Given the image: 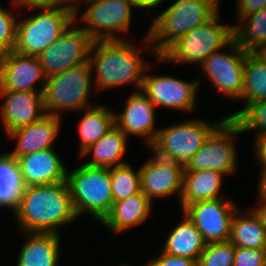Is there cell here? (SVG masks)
<instances>
[{"label":"cell","mask_w":266,"mask_h":266,"mask_svg":"<svg viewBox=\"0 0 266 266\" xmlns=\"http://www.w3.org/2000/svg\"><path fill=\"white\" fill-rule=\"evenodd\" d=\"M13 215L22 233L60 234L61 226L78 218L67 181L24 187Z\"/></svg>","instance_id":"cell-1"},{"label":"cell","mask_w":266,"mask_h":266,"mask_svg":"<svg viewBox=\"0 0 266 266\" xmlns=\"http://www.w3.org/2000/svg\"><path fill=\"white\" fill-rule=\"evenodd\" d=\"M128 40L93 41L89 61L95 74L94 88L102 90L134 83L140 90L144 72L150 65Z\"/></svg>","instance_id":"cell-2"},{"label":"cell","mask_w":266,"mask_h":266,"mask_svg":"<svg viewBox=\"0 0 266 266\" xmlns=\"http://www.w3.org/2000/svg\"><path fill=\"white\" fill-rule=\"evenodd\" d=\"M219 0H176L171 6L156 14L145 38V47L161 56L182 36L208 21L219 12ZM151 44V45H150Z\"/></svg>","instance_id":"cell-3"},{"label":"cell","mask_w":266,"mask_h":266,"mask_svg":"<svg viewBox=\"0 0 266 266\" xmlns=\"http://www.w3.org/2000/svg\"><path fill=\"white\" fill-rule=\"evenodd\" d=\"M28 8L39 12L19 20L13 50L23 55L39 56L75 22V9L73 6Z\"/></svg>","instance_id":"cell-4"},{"label":"cell","mask_w":266,"mask_h":266,"mask_svg":"<svg viewBox=\"0 0 266 266\" xmlns=\"http://www.w3.org/2000/svg\"><path fill=\"white\" fill-rule=\"evenodd\" d=\"M69 171L66 181L77 217L89 213L101 223L114 203L110 168L89 167L82 163Z\"/></svg>","instance_id":"cell-5"},{"label":"cell","mask_w":266,"mask_h":266,"mask_svg":"<svg viewBox=\"0 0 266 266\" xmlns=\"http://www.w3.org/2000/svg\"><path fill=\"white\" fill-rule=\"evenodd\" d=\"M90 61L47 77L43 91L46 114L61 117L63 112L82 111L91 107L89 101L93 82Z\"/></svg>","instance_id":"cell-6"},{"label":"cell","mask_w":266,"mask_h":266,"mask_svg":"<svg viewBox=\"0 0 266 266\" xmlns=\"http://www.w3.org/2000/svg\"><path fill=\"white\" fill-rule=\"evenodd\" d=\"M221 18L218 12L210 21L178 39L161 56H156L157 60L201 65L213 52L227 47L234 38L233 25L218 23Z\"/></svg>","instance_id":"cell-7"},{"label":"cell","mask_w":266,"mask_h":266,"mask_svg":"<svg viewBox=\"0 0 266 266\" xmlns=\"http://www.w3.org/2000/svg\"><path fill=\"white\" fill-rule=\"evenodd\" d=\"M227 118L218 122L190 119L179 124L162 127L155 142L149 147L158 157L174 161L184 167L200 150L210 134Z\"/></svg>","instance_id":"cell-8"},{"label":"cell","mask_w":266,"mask_h":266,"mask_svg":"<svg viewBox=\"0 0 266 266\" xmlns=\"http://www.w3.org/2000/svg\"><path fill=\"white\" fill-rule=\"evenodd\" d=\"M242 133L235 120L226 118L192 156L184 171L214 170L226 176L232 175L238 161L233 137Z\"/></svg>","instance_id":"cell-9"},{"label":"cell","mask_w":266,"mask_h":266,"mask_svg":"<svg viewBox=\"0 0 266 266\" xmlns=\"http://www.w3.org/2000/svg\"><path fill=\"white\" fill-rule=\"evenodd\" d=\"M88 8L79 22L93 41L128 40L120 33H127L132 19L128 0H86ZM121 35V36H120Z\"/></svg>","instance_id":"cell-10"},{"label":"cell","mask_w":266,"mask_h":266,"mask_svg":"<svg viewBox=\"0 0 266 266\" xmlns=\"http://www.w3.org/2000/svg\"><path fill=\"white\" fill-rule=\"evenodd\" d=\"M229 53L221 49L213 52L200 65L219 94L231 99H241L243 93L244 67L247 52L233 38L228 44Z\"/></svg>","instance_id":"cell-11"},{"label":"cell","mask_w":266,"mask_h":266,"mask_svg":"<svg viewBox=\"0 0 266 266\" xmlns=\"http://www.w3.org/2000/svg\"><path fill=\"white\" fill-rule=\"evenodd\" d=\"M70 27L71 25L38 56L47 77L64 72L89 60L93 40L81 26Z\"/></svg>","instance_id":"cell-12"},{"label":"cell","mask_w":266,"mask_h":266,"mask_svg":"<svg viewBox=\"0 0 266 266\" xmlns=\"http://www.w3.org/2000/svg\"><path fill=\"white\" fill-rule=\"evenodd\" d=\"M231 198L197 201L182 211L196 226L207 244L230 239L232 218L237 206Z\"/></svg>","instance_id":"cell-13"},{"label":"cell","mask_w":266,"mask_h":266,"mask_svg":"<svg viewBox=\"0 0 266 266\" xmlns=\"http://www.w3.org/2000/svg\"><path fill=\"white\" fill-rule=\"evenodd\" d=\"M147 66L140 91L158 107L170 108L181 112H191L197 101L200 80L188 82L169 75H150ZM147 71V72H146Z\"/></svg>","instance_id":"cell-14"},{"label":"cell","mask_w":266,"mask_h":266,"mask_svg":"<svg viewBox=\"0 0 266 266\" xmlns=\"http://www.w3.org/2000/svg\"><path fill=\"white\" fill-rule=\"evenodd\" d=\"M153 154L140 168L141 191L152 202L154 198L169 197L176 193L181 198L184 166Z\"/></svg>","instance_id":"cell-15"},{"label":"cell","mask_w":266,"mask_h":266,"mask_svg":"<svg viewBox=\"0 0 266 266\" xmlns=\"http://www.w3.org/2000/svg\"><path fill=\"white\" fill-rule=\"evenodd\" d=\"M124 109L115 114V125L127 136L144 138L148 147L156 140L160 128L156 127V106L140 90L133 91L125 101Z\"/></svg>","instance_id":"cell-16"},{"label":"cell","mask_w":266,"mask_h":266,"mask_svg":"<svg viewBox=\"0 0 266 266\" xmlns=\"http://www.w3.org/2000/svg\"><path fill=\"white\" fill-rule=\"evenodd\" d=\"M0 98H4L0 106V119L6 135L46 114L43 92L0 91Z\"/></svg>","instance_id":"cell-17"},{"label":"cell","mask_w":266,"mask_h":266,"mask_svg":"<svg viewBox=\"0 0 266 266\" xmlns=\"http://www.w3.org/2000/svg\"><path fill=\"white\" fill-rule=\"evenodd\" d=\"M47 76L38 56L23 55L12 50L0 70V91L43 92ZM43 86L36 88V83Z\"/></svg>","instance_id":"cell-18"},{"label":"cell","mask_w":266,"mask_h":266,"mask_svg":"<svg viewBox=\"0 0 266 266\" xmlns=\"http://www.w3.org/2000/svg\"><path fill=\"white\" fill-rule=\"evenodd\" d=\"M16 161L24 187L66 181L68 168L54 147L19 156Z\"/></svg>","instance_id":"cell-19"},{"label":"cell","mask_w":266,"mask_h":266,"mask_svg":"<svg viewBox=\"0 0 266 266\" xmlns=\"http://www.w3.org/2000/svg\"><path fill=\"white\" fill-rule=\"evenodd\" d=\"M61 117L45 114L41 119L7 134L16 140L13 151L6 153L17 159L19 156L52 148L61 128Z\"/></svg>","instance_id":"cell-20"},{"label":"cell","mask_w":266,"mask_h":266,"mask_svg":"<svg viewBox=\"0 0 266 266\" xmlns=\"http://www.w3.org/2000/svg\"><path fill=\"white\" fill-rule=\"evenodd\" d=\"M153 202L140 191L113 203L110 213L101 222L109 231L122 233L144 223L152 212Z\"/></svg>","instance_id":"cell-21"},{"label":"cell","mask_w":266,"mask_h":266,"mask_svg":"<svg viewBox=\"0 0 266 266\" xmlns=\"http://www.w3.org/2000/svg\"><path fill=\"white\" fill-rule=\"evenodd\" d=\"M16 266H59L61 235L56 233L25 232Z\"/></svg>","instance_id":"cell-22"},{"label":"cell","mask_w":266,"mask_h":266,"mask_svg":"<svg viewBox=\"0 0 266 266\" xmlns=\"http://www.w3.org/2000/svg\"><path fill=\"white\" fill-rule=\"evenodd\" d=\"M225 176L214 170L184 171L180 208L197 201L227 198L220 193Z\"/></svg>","instance_id":"cell-23"},{"label":"cell","mask_w":266,"mask_h":266,"mask_svg":"<svg viewBox=\"0 0 266 266\" xmlns=\"http://www.w3.org/2000/svg\"><path fill=\"white\" fill-rule=\"evenodd\" d=\"M128 137L115 125L99 141L92 144L80 157L92 154V160L84 162L89 167L112 168L127 164L123 161Z\"/></svg>","instance_id":"cell-24"},{"label":"cell","mask_w":266,"mask_h":266,"mask_svg":"<svg viewBox=\"0 0 266 266\" xmlns=\"http://www.w3.org/2000/svg\"><path fill=\"white\" fill-rule=\"evenodd\" d=\"M181 220L172 228L161 251L173 256L198 260L207 243L193 222L184 213Z\"/></svg>","instance_id":"cell-25"},{"label":"cell","mask_w":266,"mask_h":266,"mask_svg":"<svg viewBox=\"0 0 266 266\" xmlns=\"http://www.w3.org/2000/svg\"><path fill=\"white\" fill-rule=\"evenodd\" d=\"M229 241L235 247L266 249V228L252 209L245 214L237 209L232 218Z\"/></svg>","instance_id":"cell-26"},{"label":"cell","mask_w":266,"mask_h":266,"mask_svg":"<svg viewBox=\"0 0 266 266\" xmlns=\"http://www.w3.org/2000/svg\"><path fill=\"white\" fill-rule=\"evenodd\" d=\"M114 113L108 107L97 104L84 109V115L78 124L79 155L115 126Z\"/></svg>","instance_id":"cell-27"},{"label":"cell","mask_w":266,"mask_h":266,"mask_svg":"<svg viewBox=\"0 0 266 266\" xmlns=\"http://www.w3.org/2000/svg\"><path fill=\"white\" fill-rule=\"evenodd\" d=\"M244 108L227 115L236 120L251 104L266 100V62L256 53H247L244 67L243 93Z\"/></svg>","instance_id":"cell-28"},{"label":"cell","mask_w":266,"mask_h":266,"mask_svg":"<svg viewBox=\"0 0 266 266\" xmlns=\"http://www.w3.org/2000/svg\"><path fill=\"white\" fill-rule=\"evenodd\" d=\"M240 25H233L237 44L247 53H255L266 45V7L243 17Z\"/></svg>","instance_id":"cell-29"},{"label":"cell","mask_w":266,"mask_h":266,"mask_svg":"<svg viewBox=\"0 0 266 266\" xmlns=\"http://www.w3.org/2000/svg\"><path fill=\"white\" fill-rule=\"evenodd\" d=\"M23 190L24 184L16 159L5 151L0 153V208L7 207L14 212Z\"/></svg>","instance_id":"cell-30"},{"label":"cell","mask_w":266,"mask_h":266,"mask_svg":"<svg viewBox=\"0 0 266 266\" xmlns=\"http://www.w3.org/2000/svg\"><path fill=\"white\" fill-rule=\"evenodd\" d=\"M110 175L114 203L141 191L140 171L130 164L110 168Z\"/></svg>","instance_id":"cell-31"},{"label":"cell","mask_w":266,"mask_h":266,"mask_svg":"<svg viewBox=\"0 0 266 266\" xmlns=\"http://www.w3.org/2000/svg\"><path fill=\"white\" fill-rule=\"evenodd\" d=\"M236 247L229 241L206 245L197 260V266H233Z\"/></svg>","instance_id":"cell-32"},{"label":"cell","mask_w":266,"mask_h":266,"mask_svg":"<svg viewBox=\"0 0 266 266\" xmlns=\"http://www.w3.org/2000/svg\"><path fill=\"white\" fill-rule=\"evenodd\" d=\"M235 121L242 132L253 130L256 138L266 136V100L251 104Z\"/></svg>","instance_id":"cell-33"},{"label":"cell","mask_w":266,"mask_h":266,"mask_svg":"<svg viewBox=\"0 0 266 266\" xmlns=\"http://www.w3.org/2000/svg\"><path fill=\"white\" fill-rule=\"evenodd\" d=\"M12 12L0 5V42L5 43L11 50L15 47L18 23Z\"/></svg>","instance_id":"cell-34"},{"label":"cell","mask_w":266,"mask_h":266,"mask_svg":"<svg viewBox=\"0 0 266 266\" xmlns=\"http://www.w3.org/2000/svg\"><path fill=\"white\" fill-rule=\"evenodd\" d=\"M233 266H266V249L236 247Z\"/></svg>","instance_id":"cell-35"},{"label":"cell","mask_w":266,"mask_h":266,"mask_svg":"<svg viewBox=\"0 0 266 266\" xmlns=\"http://www.w3.org/2000/svg\"><path fill=\"white\" fill-rule=\"evenodd\" d=\"M147 266H197V260L173 256L161 251L157 257L147 262Z\"/></svg>","instance_id":"cell-36"},{"label":"cell","mask_w":266,"mask_h":266,"mask_svg":"<svg viewBox=\"0 0 266 266\" xmlns=\"http://www.w3.org/2000/svg\"><path fill=\"white\" fill-rule=\"evenodd\" d=\"M238 22L245 16L258 12L266 7V0H236Z\"/></svg>","instance_id":"cell-37"},{"label":"cell","mask_w":266,"mask_h":266,"mask_svg":"<svg viewBox=\"0 0 266 266\" xmlns=\"http://www.w3.org/2000/svg\"><path fill=\"white\" fill-rule=\"evenodd\" d=\"M13 7L73 6V0H12Z\"/></svg>","instance_id":"cell-38"},{"label":"cell","mask_w":266,"mask_h":266,"mask_svg":"<svg viewBox=\"0 0 266 266\" xmlns=\"http://www.w3.org/2000/svg\"><path fill=\"white\" fill-rule=\"evenodd\" d=\"M256 139V140H255ZM254 139V154L257 162L262 164L261 174L266 173V136Z\"/></svg>","instance_id":"cell-39"},{"label":"cell","mask_w":266,"mask_h":266,"mask_svg":"<svg viewBox=\"0 0 266 266\" xmlns=\"http://www.w3.org/2000/svg\"><path fill=\"white\" fill-rule=\"evenodd\" d=\"M135 8L138 9H152L155 7H160L165 0H128Z\"/></svg>","instance_id":"cell-40"},{"label":"cell","mask_w":266,"mask_h":266,"mask_svg":"<svg viewBox=\"0 0 266 266\" xmlns=\"http://www.w3.org/2000/svg\"><path fill=\"white\" fill-rule=\"evenodd\" d=\"M258 199L266 203V173L260 174L259 176V185H258Z\"/></svg>","instance_id":"cell-41"},{"label":"cell","mask_w":266,"mask_h":266,"mask_svg":"<svg viewBox=\"0 0 266 266\" xmlns=\"http://www.w3.org/2000/svg\"><path fill=\"white\" fill-rule=\"evenodd\" d=\"M259 205H257V207H255L254 209L252 208V210L254 211V213L258 216V218L260 219L261 223L265 226L266 228V203L258 200Z\"/></svg>","instance_id":"cell-42"},{"label":"cell","mask_w":266,"mask_h":266,"mask_svg":"<svg viewBox=\"0 0 266 266\" xmlns=\"http://www.w3.org/2000/svg\"><path fill=\"white\" fill-rule=\"evenodd\" d=\"M11 51L12 50L5 43L0 42V70L9 58Z\"/></svg>","instance_id":"cell-43"},{"label":"cell","mask_w":266,"mask_h":266,"mask_svg":"<svg viewBox=\"0 0 266 266\" xmlns=\"http://www.w3.org/2000/svg\"><path fill=\"white\" fill-rule=\"evenodd\" d=\"M80 1H83V2H84V1H86V0H73V2H74V3H73V7H74V9H75V21H77V19H79V18H77V17H79V12H80V11H79V10H80V9H79L80 7H78L79 4H81ZM75 2H76V3H75Z\"/></svg>","instance_id":"cell-44"},{"label":"cell","mask_w":266,"mask_h":266,"mask_svg":"<svg viewBox=\"0 0 266 266\" xmlns=\"http://www.w3.org/2000/svg\"><path fill=\"white\" fill-rule=\"evenodd\" d=\"M261 59L266 62V45L261 47L257 52H255Z\"/></svg>","instance_id":"cell-45"}]
</instances>
